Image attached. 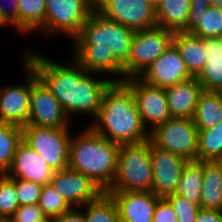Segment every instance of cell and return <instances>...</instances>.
Wrapping results in <instances>:
<instances>
[{"instance_id": "6da1fadb", "label": "cell", "mask_w": 222, "mask_h": 222, "mask_svg": "<svg viewBox=\"0 0 222 222\" xmlns=\"http://www.w3.org/2000/svg\"><path fill=\"white\" fill-rule=\"evenodd\" d=\"M21 55L69 117L91 114L94 120L98 116L103 92L112 82L110 79L86 72L74 58L70 64L61 65L30 47H26Z\"/></svg>"}, {"instance_id": "7a4b0ae2", "label": "cell", "mask_w": 222, "mask_h": 222, "mask_svg": "<svg viewBox=\"0 0 222 222\" xmlns=\"http://www.w3.org/2000/svg\"><path fill=\"white\" fill-rule=\"evenodd\" d=\"M134 31L99 13L96 9L73 39L74 58L86 72L115 75L112 82L124 81ZM119 77H117V76Z\"/></svg>"}, {"instance_id": "3957f363", "label": "cell", "mask_w": 222, "mask_h": 222, "mask_svg": "<svg viewBox=\"0 0 222 222\" xmlns=\"http://www.w3.org/2000/svg\"><path fill=\"white\" fill-rule=\"evenodd\" d=\"M90 126L101 136L119 144L139 143L150 139L137 109L130 87L111 82L102 95L98 116Z\"/></svg>"}, {"instance_id": "277c9868", "label": "cell", "mask_w": 222, "mask_h": 222, "mask_svg": "<svg viewBox=\"0 0 222 222\" xmlns=\"http://www.w3.org/2000/svg\"><path fill=\"white\" fill-rule=\"evenodd\" d=\"M71 135L68 168L91 178L104 192L114 181L119 144L99 135L90 125Z\"/></svg>"}, {"instance_id": "5b68a950", "label": "cell", "mask_w": 222, "mask_h": 222, "mask_svg": "<svg viewBox=\"0 0 222 222\" xmlns=\"http://www.w3.org/2000/svg\"><path fill=\"white\" fill-rule=\"evenodd\" d=\"M151 140L120 145L114 181L105 192L152 191Z\"/></svg>"}, {"instance_id": "8992f818", "label": "cell", "mask_w": 222, "mask_h": 222, "mask_svg": "<svg viewBox=\"0 0 222 222\" xmlns=\"http://www.w3.org/2000/svg\"><path fill=\"white\" fill-rule=\"evenodd\" d=\"M174 32L156 26L134 31L130 55L123 65L124 80L140 77L171 45Z\"/></svg>"}, {"instance_id": "52a82bcc", "label": "cell", "mask_w": 222, "mask_h": 222, "mask_svg": "<svg viewBox=\"0 0 222 222\" xmlns=\"http://www.w3.org/2000/svg\"><path fill=\"white\" fill-rule=\"evenodd\" d=\"M71 128L22 127V140L33 148L53 171L68 168Z\"/></svg>"}, {"instance_id": "ba28073f", "label": "cell", "mask_w": 222, "mask_h": 222, "mask_svg": "<svg viewBox=\"0 0 222 222\" xmlns=\"http://www.w3.org/2000/svg\"><path fill=\"white\" fill-rule=\"evenodd\" d=\"M95 9V0H46L45 34L61 33L73 40Z\"/></svg>"}, {"instance_id": "9c48e42d", "label": "cell", "mask_w": 222, "mask_h": 222, "mask_svg": "<svg viewBox=\"0 0 222 222\" xmlns=\"http://www.w3.org/2000/svg\"><path fill=\"white\" fill-rule=\"evenodd\" d=\"M151 142L186 160H197L198 128L193 119L170 118L150 132Z\"/></svg>"}, {"instance_id": "30bf717a", "label": "cell", "mask_w": 222, "mask_h": 222, "mask_svg": "<svg viewBox=\"0 0 222 222\" xmlns=\"http://www.w3.org/2000/svg\"><path fill=\"white\" fill-rule=\"evenodd\" d=\"M69 122L71 123V118L66 114L60 102L31 67V104L26 126L70 128Z\"/></svg>"}, {"instance_id": "8fae6325", "label": "cell", "mask_w": 222, "mask_h": 222, "mask_svg": "<svg viewBox=\"0 0 222 222\" xmlns=\"http://www.w3.org/2000/svg\"><path fill=\"white\" fill-rule=\"evenodd\" d=\"M96 10L133 31L154 28L156 7L148 0H95Z\"/></svg>"}, {"instance_id": "7c38bea8", "label": "cell", "mask_w": 222, "mask_h": 222, "mask_svg": "<svg viewBox=\"0 0 222 222\" xmlns=\"http://www.w3.org/2000/svg\"><path fill=\"white\" fill-rule=\"evenodd\" d=\"M124 82L133 92L141 120L148 132L172 118L165 88L151 85L140 77H132Z\"/></svg>"}, {"instance_id": "4fadbf2b", "label": "cell", "mask_w": 222, "mask_h": 222, "mask_svg": "<svg viewBox=\"0 0 222 222\" xmlns=\"http://www.w3.org/2000/svg\"><path fill=\"white\" fill-rule=\"evenodd\" d=\"M22 63L24 84L0 87V122L19 127L27 125L31 104V66L25 60Z\"/></svg>"}, {"instance_id": "5bb4252c", "label": "cell", "mask_w": 222, "mask_h": 222, "mask_svg": "<svg viewBox=\"0 0 222 222\" xmlns=\"http://www.w3.org/2000/svg\"><path fill=\"white\" fill-rule=\"evenodd\" d=\"M50 184L71 207L84 206L104 193L91 178L70 168L54 171Z\"/></svg>"}, {"instance_id": "9a60e30c", "label": "cell", "mask_w": 222, "mask_h": 222, "mask_svg": "<svg viewBox=\"0 0 222 222\" xmlns=\"http://www.w3.org/2000/svg\"><path fill=\"white\" fill-rule=\"evenodd\" d=\"M187 161L180 155L163 150L151 142L152 192L157 197L165 198L175 194Z\"/></svg>"}, {"instance_id": "2e32d148", "label": "cell", "mask_w": 222, "mask_h": 222, "mask_svg": "<svg viewBox=\"0 0 222 222\" xmlns=\"http://www.w3.org/2000/svg\"><path fill=\"white\" fill-rule=\"evenodd\" d=\"M140 78L151 85L167 88L186 81L192 78V76L180 57L178 49L171 43L166 51L148 67Z\"/></svg>"}, {"instance_id": "e0dca14e", "label": "cell", "mask_w": 222, "mask_h": 222, "mask_svg": "<svg viewBox=\"0 0 222 222\" xmlns=\"http://www.w3.org/2000/svg\"><path fill=\"white\" fill-rule=\"evenodd\" d=\"M54 171L42 157L23 140L17 146L11 166L6 173L11 178L23 179L41 185L49 184Z\"/></svg>"}, {"instance_id": "ac0fdd59", "label": "cell", "mask_w": 222, "mask_h": 222, "mask_svg": "<svg viewBox=\"0 0 222 222\" xmlns=\"http://www.w3.org/2000/svg\"><path fill=\"white\" fill-rule=\"evenodd\" d=\"M115 201L120 220H153L157 197L152 191L105 192Z\"/></svg>"}, {"instance_id": "d6986e66", "label": "cell", "mask_w": 222, "mask_h": 222, "mask_svg": "<svg viewBox=\"0 0 222 222\" xmlns=\"http://www.w3.org/2000/svg\"><path fill=\"white\" fill-rule=\"evenodd\" d=\"M165 91L171 117L193 119L199 95L203 91L197 77L167 87Z\"/></svg>"}, {"instance_id": "ffe728a7", "label": "cell", "mask_w": 222, "mask_h": 222, "mask_svg": "<svg viewBox=\"0 0 222 222\" xmlns=\"http://www.w3.org/2000/svg\"><path fill=\"white\" fill-rule=\"evenodd\" d=\"M172 43L178 49L189 74L192 77H198L204 69L207 58L203 38L184 32H175Z\"/></svg>"}, {"instance_id": "44dd1931", "label": "cell", "mask_w": 222, "mask_h": 222, "mask_svg": "<svg viewBox=\"0 0 222 222\" xmlns=\"http://www.w3.org/2000/svg\"><path fill=\"white\" fill-rule=\"evenodd\" d=\"M206 50L204 69L197 77L202 89L222 91V44L220 38H203Z\"/></svg>"}, {"instance_id": "7402d4cb", "label": "cell", "mask_w": 222, "mask_h": 222, "mask_svg": "<svg viewBox=\"0 0 222 222\" xmlns=\"http://www.w3.org/2000/svg\"><path fill=\"white\" fill-rule=\"evenodd\" d=\"M191 0H162L156 6L157 26L171 32H183L186 29Z\"/></svg>"}, {"instance_id": "603a6c76", "label": "cell", "mask_w": 222, "mask_h": 222, "mask_svg": "<svg viewBox=\"0 0 222 222\" xmlns=\"http://www.w3.org/2000/svg\"><path fill=\"white\" fill-rule=\"evenodd\" d=\"M200 206L222 210V161H204Z\"/></svg>"}, {"instance_id": "cb8c5ba5", "label": "cell", "mask_w": 222, "mask_h": 222, "mask_svg": "<svg viewBox=\"0 0 222 222\" xmlns=\"http://www.w3.org/2000/svg\"><path fill=\"white\" fill-rule=\"evenodd\" d=\"M193 121L198 129L214 127L222 121V93L203 90L198 98Z\"/></svg>"}, {"instance_id": "d4e9b609", "label": "cell", "mask_w": 222, "mask_h": 222, "mask_svg": "<svg viewBox=\"0 0 222 222\" xmlns=\"http://www.w3.org/2000/svg\"><path fill=\"white\" fill-rule=\"evenodd\" d=\"M203 170L204 161L188 160L183 168L175 194L183 196L191 203L200 204Z\"/></svg>"}, {"instance_id": "484cf974", "label": "cell", "mask_w": 222, "mask_h": 222, "mask_svg": "<svg viewBox=\"0 0 222 222\" xmlns=\"http://www.w3.org/2000/svg\"><path fill=\"white\" fill-rule=\"evenodd\" d=\"M46 0H18V31L26 34L34 31L45 33Z\"/></svg>"}, {"instance_id": "4316f807", "label": "cell", "mask_w": 222, "mask_h": 222, "mask_svg": "<svg viewBox=\"0 0 222 222\" xmlns=\"http://www.w3.org/2000/svg\"><path fill=\"white\" fill-rule=\"evenodd\" d=\"M197 160L222 161V121L214 127L198 129Z\"/></svg>"}, {"instance_id": "83f0119b", "label": "cell", "mask_w": 222, "mask_h": 222, "mask_svg": "<svg viewBox=\"0 0 222 222\" xmlns=\"http://www.w3.org/2000/svg\"><path fill=\"white\" fill-rule=\"evenodd\" d=\"M21 141L22 127L0 122V174L8 172Z\"/></svg>"}, {"instance_id": "f1b7e54d", "label": "cell", "mask_w": 222, "mask_h": 222, "mask_svg": "<svg viewBox=\"0 0 222 222\" xmlns=\"http://www.w3.org/2000/svg\"><path fill=\"white\" fill-rule=\"evenodd\" d=\"M85 222H120L119 213L112 197L103 193L95 201L82 206Z\"/></svg>"}, {"instance_id": "f546056e", "label": "cell", "mask_w": 222, "mask_h": 222, "mask_svg": "<svg viewBox=\"0 0 222 222\" xmlns=\"http://www.w3.org/2000/svg\"><path fill=\"white\" fill-rule=\"evenodd\" d=\"M38 205L45 216L50 219L56 218L72 208L50 183L43 186Z\"/></svg>"}, {"instance_id": "4dcf8cb0", "label": "cell", "mask_w": 222, "mask_h": 222, "mask_svg": "<svg viewBox=\"0 0 222 222\" xmlns=\"http://www.w3.org/2000/svg\"><path fill=\"white\" fill-rule=\"evenodd\" d=\"M199 28L193 35L201 38H220L222 36V8L208 6L201 15Z\"/></svg>"}, {"instance_id": "1f68e13d", "label": "cell", "mask_w": 222, "mask_h": 222, "mask_svg": "<svg viewBox=\"0 0 222 222\" xmlns=\"http://www.w3.org/2000/svg\"><path fill=\"white\" fill-rule=\"evenodd\" d=\"M18 207L15 178L0 174V216L7 222Z\"/></svg>"}, {"instance_id": "d6a6232c", "label": "cell", "mask_w": 222, "mask_h": 222, "mask_svg": "<svg viewBox=\"0 0 222 222\" xmlns=\"http://www.w3.org/2000/svg\"><path fill=\"white\" fill-rule=\"evenodd\" d=\"M165 198L170 202L176 214L177 222H195L201 208L200 204L191 203L178 194H170Z\"/></svg>"}, {"instance_id": "836d02e7", "label": "cell", "mask_w": 222, "mask_h": 222, "mask_svg": "<svg viewBox=\"0 0 222 222\" xmlns=\"http://www.w3.org/2000/svg\"><path fill=\"white\" fill-rule=\"evenodd\" d=\"M15 187L19 206L39 203L43 185L23 179H15Z\"/></svg>"}, {"instance_id": "e575fe53", "label": "cell", "mask_w": 222, "mask_h": 222, "mask_svg": "<svg viewBox=\"0 0 222 222\" xmlns=\"http://www.w3.org/2000/svg\"><path fill=\"white\" fill-rule=\"evenodd\" d=\"M47 217L38 204L20 205L7 222H43Z\"/></svg>"}, {"instance_id": "d590c367", "label": "cell", "mask_w": 222, "mask_h": 222, "mask_svg": "<svg viewBox=\"0 0 222 222\" xmlns=\"http://www.w3.org/2000/svg\"><path fill=\"white\" fill-rule=\"evenodd\" d=\"M210 6V0H191V7L186 24V29L183 31L187 34H193L200 25L201 15Z\"/></svg>"}, {"instance_id": "8d00e7d4", "label": "cell", "mask_w": 222, "mask_h": 222, "mask_svg": "<svg viewBox=\"0 0 222 222\" xmlns=\"http://www.w3.org/2000/svg\"><path fill=\"white\" fill-rule=\"evenodd\" d=\"M153 222H177L176 214L166 198L160 197L153 215Z\"/></svg>"}, {"instance_id": "74e56055", "label": "cell", "mask_w": 222, "mask_h": 222, "mask_svg": "<svg viewBox=\"0 0 222 222\" xmlns=\"http://www.w3.org/2000/svg\"><path fill=\"white\" fill-rule=\"evenodd\" d=\"M8 8L0 3V13L4 20L18 31V0H7ZM10 7V8H9Z\"/></svg>"}, {"instance_id": "f35d334b", "label": "cell", "mask_w": 222, "mask_h": 222, "mask_svg": "<svg viewBox=\"0 0 222 222\" xmlns=\"http://www.w3.org/2000/svg\"><path fill=\"white\" fill-rule=\"evenodd\" d=\"M52 220L53 222H85L82 206L72 207L70 210L62 213L60 216L53 218Z\"/></svg>"}, {"instance_id": "ab89813d", "label": "cell", "mask_w": 222, "mask_h": 222, "mask_svg": "<svg viewBox=\"0 0 222 222\" xmlns=\"http://www.w3.org/2000/svg\"><path fill=\"white\" fill-rule=\"evenodd\" d=\"M195 222H222V210L200 208Z\"/></svg>"}, {"instance_id": "60d3db41", "label": "cell", "mask_w": 222, "mask_h": 222, "mask_svg": "<svg viewBox=\"0 0 222 222\" xmlns=\"http://www.w3.org/2000/svg\"><path fill=\"white\" fill-rule=\"evenodd\" d=\"M210 5L222 8V0H210Z\"/></svg>"}, {"instance_id": "b9f144b4", "label": "cell", "mask_w": 222, "mask_h": 222, "mask_svg": "<svg viewBox=\"0 0 222 222\" xmlns=\"http://www.w3.org/2000/svg\"><path fill=\"white\" fill-rule=\"evenodd\" d=\"M7 27V26H9L10 27V25L4 20V18L2 17V15H1V13H0V29H2L3 27Z\"/></svg>"}, {"instance_id": "7bdbcfd3", "label": "cell", "mask_w": 222, "mask_h": 222, "mask_svg": "<svg viewBox=\"0 0 222 222\" xmlns=\"http://www.w3.org/2000/svg\"><path fill=\"white\" fill-rule=\"evenodd\" d=\"M120 222H153V220H120Z\"/></svg>"}, {"instance_id": "ee69618b", "label": "cell", "mask_w": 222, "mask_h": 222, "mask_svg": "<svg viewBox=\"0 0 222 222\" xmlns=\"http://www.w3.org/2000/svg\"><path fill=\"white\" fill-rule=\"evenodd\" d=\"M153 6H158L162 0H148Z\"/></svg>"}, {"instance_id": "f6af8a7d", "label": "cell", "mask_w": 222, "mask_h": 222, "mask_svg": "<svg viewBox=\"0 0 222 222\" xmlns=\"http://www.w3.org/2000/svg\"><path fill=\"white\" fill-rule=\"evenodd\" d=\"M43 222H53V220L52 219H50V218H47L46 220H44Z\"/></svg>"}, {"instance_id": "bcb514c9", "label": "cell", "mask_w": 222, "mask_h": 222, "mask_svg": "<svg viewBox=\"0 0 222 222\" xmlns=\"http://www.w3.org/2000/svg\"><path fill=\"white\" fill-rule=\"evenodd\" d=\"M0 222H6V221L0 216Z\"/></svg>"}]
</instances>
